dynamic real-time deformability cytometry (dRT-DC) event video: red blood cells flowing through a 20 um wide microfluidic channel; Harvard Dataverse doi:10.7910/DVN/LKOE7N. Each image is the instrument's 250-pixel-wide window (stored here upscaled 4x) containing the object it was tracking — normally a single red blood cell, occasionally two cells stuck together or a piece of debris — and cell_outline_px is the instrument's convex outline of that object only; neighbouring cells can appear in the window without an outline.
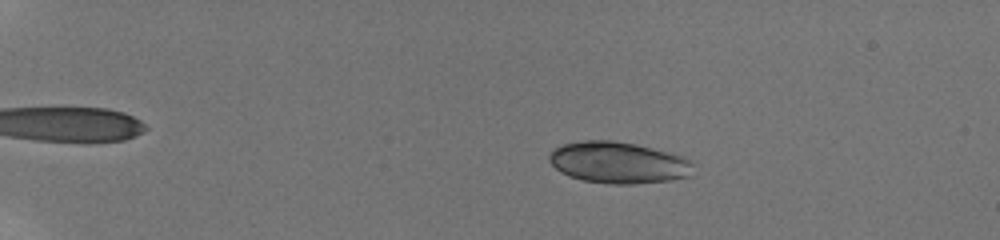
{"species": "human", "species_latin": "Homo sapiens", "temperature_condition": "room temperature", "stored_images_in_passage": 56, "camera_frame_rate_fps": 3000, "um_per_image_px": 0.085, "donor": {"sex": "male"}, "frame": {"image": 1, "passage_image": 12, "time_ms": 3.667, "image_size_px": [1000, 240], "cell_outline_px": [[692, 176], [672, 180], [636, 184], [608, 184], [584, 180], [568, 176], [560, 172], [548, 160], [548, 156], [556, 148], [564, 144], [584, 140], [612, 140], [636, 144], [684, 156], [692, 160]], "centroid_in_image_um": [52.59, 13.83], "position_along_channel_um": 32.4, "area_um2": 35.03}}
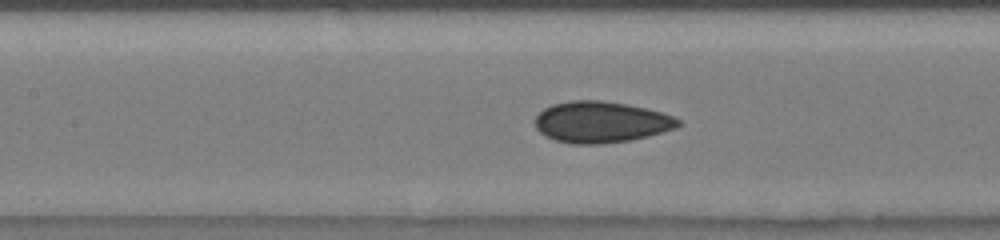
{"frame": {"image": 2, "passage_image": 30, "time_ms": 9.667, "image_size_px": [1000, 240], "cell_outline_px": [[680, 124], [676, 128], [648, 136], [628, 140], [600, 144], [572, 144], [556, 140], [544, 136], [536, 128], [536, 116], [544, 108], [552, 104], [572, 100], [600, 100], [628, 104], [660, 112], [672, 116], [680, 120]], "centroid_in_image_um": [51.06, 10.37], "position_along_channel_um": 156.3, "area_um2": 34.28}}
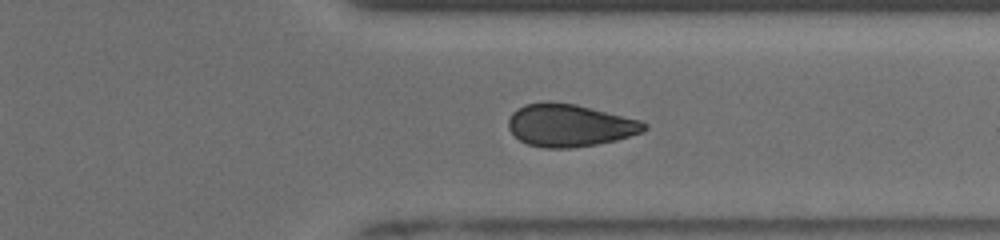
{"frame": {"image": 3, "passage_image": 46, "time_ms": 15.0, "image_size_px": [1000, 240], "cell_outline_px": [[648, 128], [640, 132], [616, 140], [596, 144], [572, 148], [544, 148], [528, 144], [520, 140], [508, 128], [508, 120], [512, 112], [516, 108], [524, 104], [544, 100], [576, 104], [640, 120], [648, 124]], "centroid_in_image_um": [48.38, 10.63], "position_along_channel_um": 363.0, "area_um2": 33.76}, "authors_computed_cell_mechanics": {"area_um2": 34.1887, "velocity_mm_per_s": 3.8752, "shape_relaxation_time_tau1_ms": 3.5672, "shape_relaxation_time_tau2_ms": 3.6231, "deformation_change_tau1": 0.0394, "deformation_change_tau2": 0.0571}}